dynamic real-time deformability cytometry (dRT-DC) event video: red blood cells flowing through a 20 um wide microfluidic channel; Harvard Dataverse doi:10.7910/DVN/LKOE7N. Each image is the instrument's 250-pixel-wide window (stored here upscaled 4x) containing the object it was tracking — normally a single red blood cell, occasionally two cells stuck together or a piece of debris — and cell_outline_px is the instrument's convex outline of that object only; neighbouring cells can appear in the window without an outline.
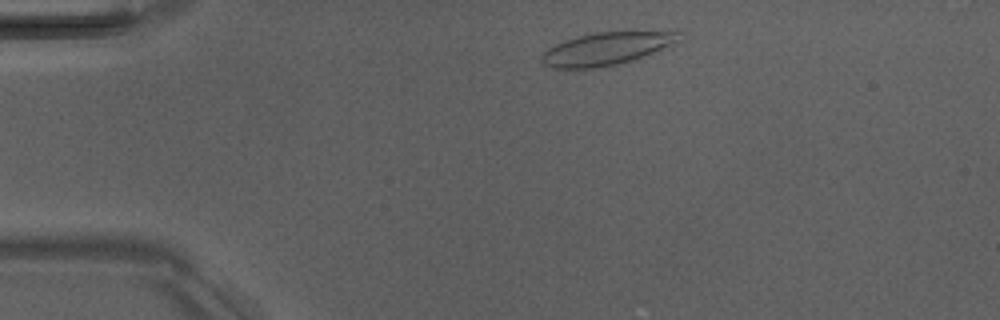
{"species": "Egyptian fruit bat (a non-hibernating species)", "species_latin": "Rousettus aegyptiacus", "temperature_condition": "room temperature", "stored_images_in_passage": 3, "camera_frame_rate_fps": 3000, "um_per_image_px": 0.085, "animal": {"sex": "male"}, "frame": {"image": 1, "passage_image": 1, "time_ms": 0.0, "image_size_px": [1000, 320], "cell_outline_px": [[680, 40], [672, 48], [632, 60], [616, 64], [596, 68], [552, 68], [544, 64], [540, 60], [540, 56], [548, 48], [564, 40], [596, 32], [680, 32]], "centroid_in_image_um": [51.59, 4.15], "position_along_channel_um": 33.4, "area_um2": 26.24}}